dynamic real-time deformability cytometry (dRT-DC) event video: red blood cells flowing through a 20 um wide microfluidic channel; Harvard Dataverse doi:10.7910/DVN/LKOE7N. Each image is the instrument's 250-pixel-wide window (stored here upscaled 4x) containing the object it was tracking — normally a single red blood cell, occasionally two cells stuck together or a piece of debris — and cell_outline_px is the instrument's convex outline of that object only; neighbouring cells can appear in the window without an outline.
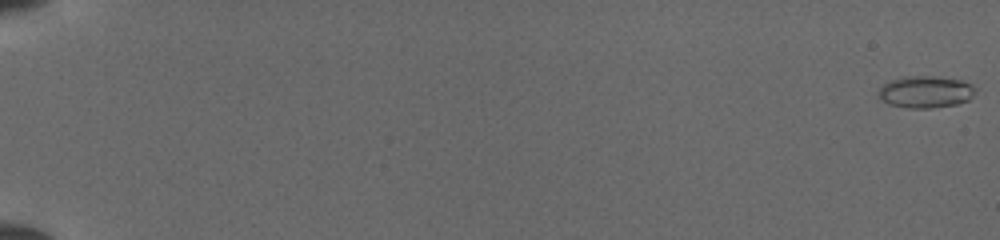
{"species": "common noctule bat (a hibernating species)", "species_latin": "Nyctalus noctula", "temperature_condition": "cold", "stored_images_in_passage": 52, "camera_frame_rate_fps": 3000, "um_per_image_px": 0.085, "animal": {"sex": "female", "body_mass_g": 19.5, "forearm_length_mm": 54.1}, "frame": {"image": 1, "passage_image": 1, "time_ms": 0.0, "image_size_px": [1000, 240], "cell_outline_px": [[976, 92], [968, 100], [956, 104], [932, 108], [908, 108], [888, 104], [880, 100], [876, 92], [888, 80], [904, 76], [940, 76], [960, 80], [972, 84], [976, 88]], "centroid_in_image_um": [78.64, 7.8], "position_along_channel_um": 6.4, "area_um2": 18.38}}
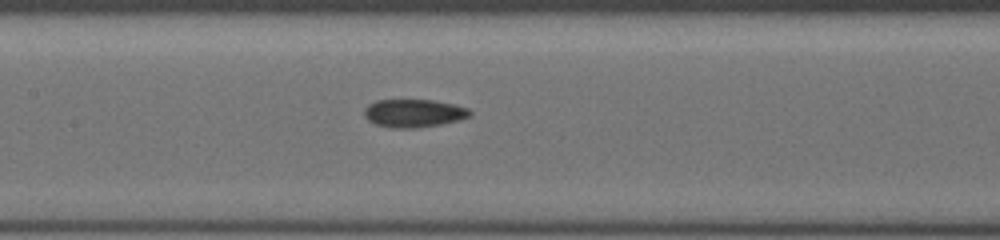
{"frame": {"image": 2, "passage_image": 28, "time_ms": 9.0, "image_size_px": [1000, 240], "cell_outline_px": [[472, 112], [468, 116], [460, 120], [440, 124], [416, 128], [392, 128], [376, 124], [368, 120], [364, 116], [364, 108], [368, 104], [376, 100], [432, 100], [456, 104], [468, 108]], "centroid_in_image_um": [35.16, 9.62], "position_along_channel_um": 172.2, "area_um2": 17.34}}
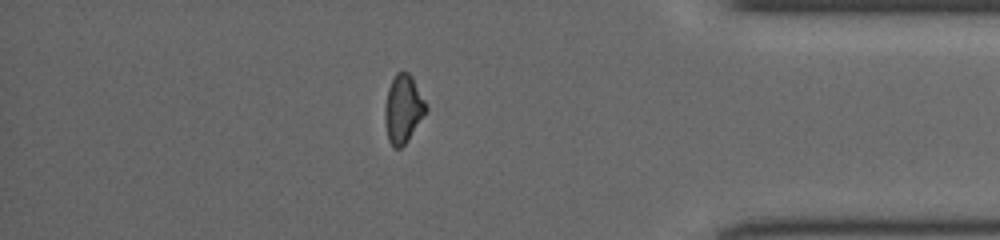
{"frame": {"image": 3, "passage_image": 46, "time_ms": 15.0, "image_size_px": [1000, 240], "cell_outline_px": [[428, 108], [408, 140], [400, 148], [392, 148], [388, 140], [384, 120], [384, 108], [388, 88], [396, 72], [408, 72], [412, 76], [428, 104]], "centroid_in_image_um": [34.26, 9.25], "position_along_channel_um": 400.9, "area_um2": 16.47}}